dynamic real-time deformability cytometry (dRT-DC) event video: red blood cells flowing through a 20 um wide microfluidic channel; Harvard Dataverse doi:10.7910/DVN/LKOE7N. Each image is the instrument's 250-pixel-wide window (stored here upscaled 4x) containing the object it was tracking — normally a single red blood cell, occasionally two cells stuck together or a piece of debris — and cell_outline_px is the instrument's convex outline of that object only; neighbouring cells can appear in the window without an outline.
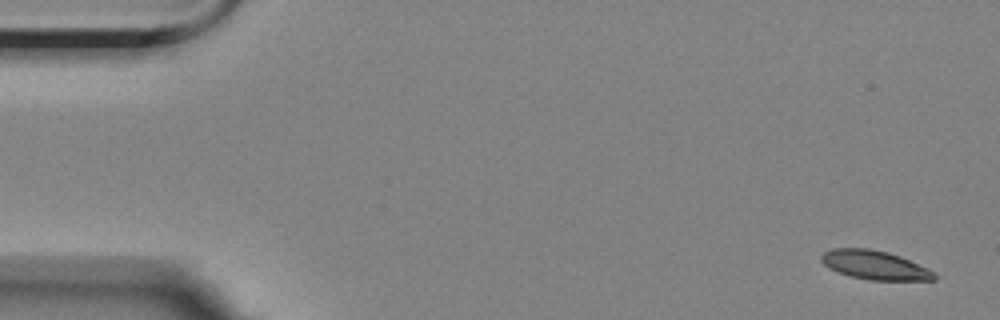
{"species": "Egyptian fruit bat (a non-hibernating species)", "species_latin": "Rousettus aegyptiacus", "temperature_condition": "room temperature", "stored_images_in_passage": 5, "camera_frame_rate_fps": 3000, "um_per_image_px": 0.085, "animal": {"sex": "female"}, "frame": {"image": 1, "passage_image": 1, "time_ms": 0.0, "image_size_px": [1000, 320], "cell_outline_px": [[936, 280], [868, 280], [852, 276], [828, 268], [820, 260], [820, 256], [824, 252], [832, 248], [868, 248], [888, 252], [900, 256], [928, 268], [936, 276]], "centroid_in_image_um": [74.33, 22.52], "position_along_channel_um": 10.7, "area_um2": 18.96}}